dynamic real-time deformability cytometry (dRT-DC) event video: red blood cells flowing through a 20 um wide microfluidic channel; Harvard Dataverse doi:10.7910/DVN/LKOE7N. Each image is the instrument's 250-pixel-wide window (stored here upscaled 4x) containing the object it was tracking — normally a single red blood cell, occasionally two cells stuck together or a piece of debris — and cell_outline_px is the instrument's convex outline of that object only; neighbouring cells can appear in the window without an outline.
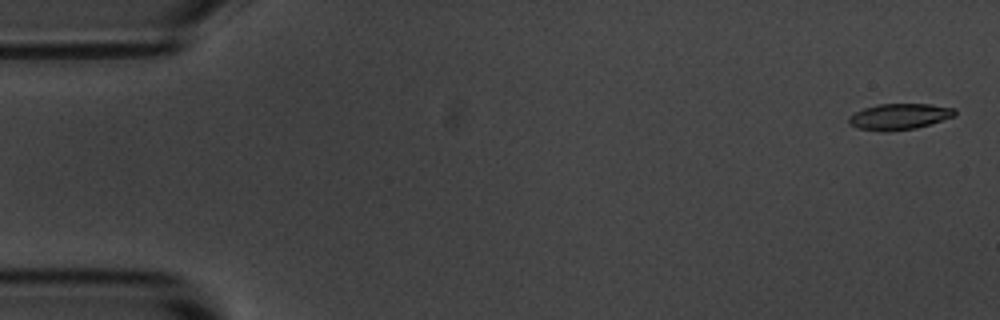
{"species": "common noctule bat (a hibernating species)", "species_latin": "Nyctalus noctula", "temperature_condition": "room temperature", "stored_images_in_passage": 4, "camera_frame_rate_fps": 3000, "um_per_image_px": 0.085, "animal": {"sex": "male", "body_mass_g": 20.1, "forearm_length_mm": 53.5}, "frame": {"image": 1, "passage_image": 1, "time_ms": 0.0, "image_size_px": [1000, 320], "cell_outline_px": [[956, 116], [916, 128], [888, 132], [884, 132], [860, 128], [852, 124], [848, 120], [848, 116], [864, 108], [880, 104], [928, 104], [956, 108]], "centroid_in_image_um": [76.48, 9.91], "position_along_channel_um": 8.5, "area_um2": 16.01}}